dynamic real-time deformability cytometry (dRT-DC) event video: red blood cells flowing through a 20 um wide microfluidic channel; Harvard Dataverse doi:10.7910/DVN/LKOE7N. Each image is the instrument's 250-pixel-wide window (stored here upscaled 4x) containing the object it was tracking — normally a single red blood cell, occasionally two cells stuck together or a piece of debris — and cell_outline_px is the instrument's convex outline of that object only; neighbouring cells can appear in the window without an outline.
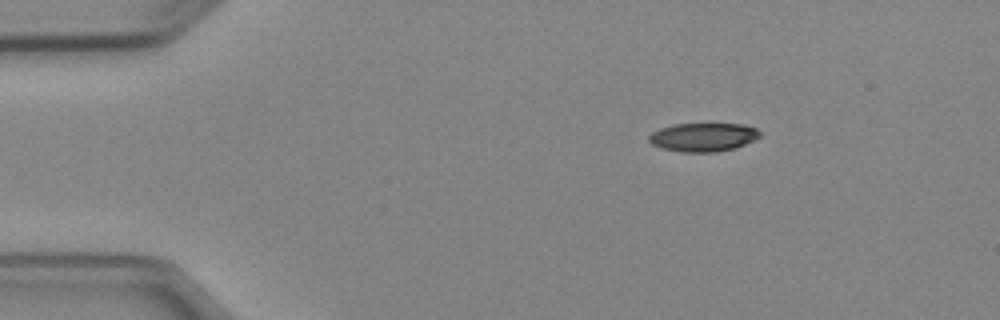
{"species": "Egyptian fruit bat (a non-hibernating species)", "species_latin": "Rousettus aegyptiacus", "temperature_condition": "cold", "stored_images_in_passage": 2, "camera_frame_rate_fps": 3000, "um_per_image_px": 0.085, "animal": {"sex": "female"}, "frame": {"image": 1, "passage_image": 1, "time_ms": 0.0, "image_size_px": [1000, 320], "cell_outline_px": [[760, 136], [756, 140], [736, 148], [716, 152], [680, 152], [660, 148], [652, 144], [648, 140], [648, 136], [652, 132], [660, 128], [672, 124], [708, 120], [744, 124], [756, 128], [760, 132]], "centroid_in_image_um": [59.79, 11.6], "position_along_channel_um": 25.2, "area_um2": 19.77}}